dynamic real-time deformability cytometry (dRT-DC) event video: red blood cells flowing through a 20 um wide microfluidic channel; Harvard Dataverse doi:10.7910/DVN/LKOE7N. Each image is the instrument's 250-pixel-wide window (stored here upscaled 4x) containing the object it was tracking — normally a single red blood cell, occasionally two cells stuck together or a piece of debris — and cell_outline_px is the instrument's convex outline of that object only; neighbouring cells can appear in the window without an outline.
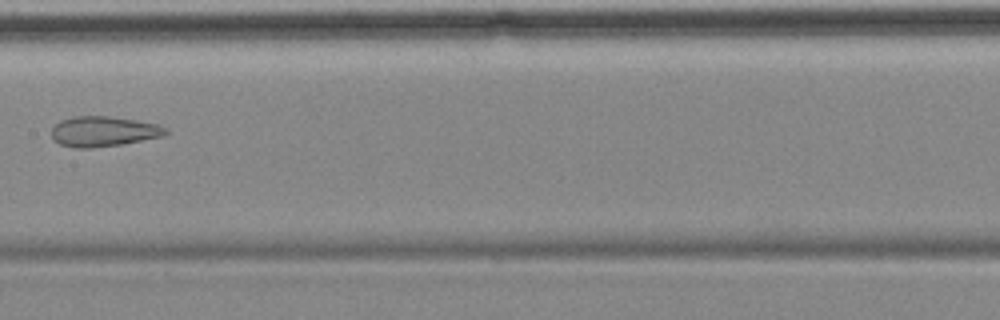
{"species": "common noctule bat (a hibernating species)", "species_latin": "Nyctalus noctula", "temperature_condition": "cold", "stored_images_in_passage": 7, "camera_frame_rate_fps": 3000, "um_per_image_px": 0.085, "animal": {"sex": "female", "body_mass_g": 18.4}, "frame": {"image": 1, "passage_image": 7, "time_ms": 8.0, "image_size_px": [1000, 320], "cell_outline_px": [[168, 132], [164, 136], [120, 144], [92, 148], [76, 148], [60, 144], [52, 140], [52, 128], [60, 120], [72, 116], [108, 116], [136, 120], [160, 124], [168, 128]], "centroid_in_image_um": [8.8, 11.16], "position_along_channel_um": 198.6, "area_um2": 20.23}}